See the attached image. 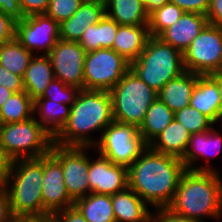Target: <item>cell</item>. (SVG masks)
I'll use <instances>...</instances> for the list:
<instances>
[{"instance_id": "obj_1", "label": "cell", "mask_w": 222, "mask_h": 222, "mask_svg": "<svg viewBox=\"0 0 222 222\" xmlns=\"http://www.w3.org/2000/svg\"><path fill=\"white\" fill-rule=\"evenodd\" d=\"M185 170L181 159L148 146L128 168V186L151 207L167 208Z\"/></svg>"}, {"instance_id": "obj_2", "label": "cell", "mask_w": 222, "mask_h": 222, "mask_svg": "<svg viewBox=\"0 0 222 222\" xmlns=\"http://www.w3.org/2000/svg\"><path fill=\"white\" fill-rule=\"evenodd\" d=\"M114 121L111 94L108 91L81 89L70 108L66 125L54 137L60 146L92 147L96 139L91 132H99Z\"/></svg>"}, {"instance_id": "obj_3", "label": "cell", "mask_w": 222, "mask_h": 222, "mask_svg": "<svg viewBox=\"0 0 222 222\" xmlns=\"http://www.w3.org/2000/svg\"><path fill=\"white\" fill-rule=\"evenodd\" d=\"M167 208L179 216L202 222L208 216L211 219L222 218V179L219 172L186 169Z\"/></svg>"}, {"instance_id": "obj_4", "label": "cell", "mask_w": 222, "mask_h": 222, "mask_svg": "<svg viewBox=\"0 0 222 222\" xmlns=\"http://www.w3.org/2000/svg\"><path fill=\"white\" fill-rule=\"evenodd\" d=\"M43 175L44 156L13 160L11 172L4 186L14 216L44 217L41 194Z\"/></svg>"}, {"instance_id": "obj_5", "label": "cell", "mask_w": 222, "mask_h": 222, "mask_svg": "<svg viewBox=\"0 0 222 222\" xmlns=\"http://www.w3.org/2000/svg\"><path fill=\"white\" fill-rule=\"evenodd\" d=\"M130 68L156 92L185 71L183 54L156 36H150L144 50L130 64Z\"/></svg>"}, {"instance_id": "obj_6", "label": "cell", "mask_w": 222, "mask_h": 222, "mask_svg": "<svg viewBox=\"0 0 222 222\" xmlns=\"http://www.w3.org/2000/svg\"><path fill=\"white\" fill-rule=\"evenodd\" d=\"M109 92L114 121L137 127L143 123L148 108L157 98V92L143 82L131 68Z\"/></svg>"}, {"instance_id": "obj_7", "label": "cell", "mask_w": 222, "mask_h": 222, "mask_svg": "<svg viewBox=\"0 0 222 222\" xmlns=\"http://www.w3.org/2000/svg\"><path fill=\"white\" fill-rule=\"evenodd\" d=\"M54 137L35 119L4 124L0 145L13 159H36L51 152Z\"/></svg>"}, {"instance_id": "obj_8", "label": "cell", "mask_w": 222, "mask_h": 222, "mask_svg": "<svg viewBox=\"0 0 222 222\" xmlns=\"http://www.w3.org/2000/svg\"><path fill=\"white\" fill-rule=\"evenodd\" d=\"M147 147L139 127L113 121L104 128L93 149L113 164L129 168Z\"/></svg>"}, {"instance_id": "obj_9", "label": "cell", "mask_w": 222, "mask_h": 222, "mask_svg": "<svg viewBox=\"0 0 222 222\" xmlns=\"http://www.w3.org/2000/svg\"><path fill=\"white\" fill-rule=\"evenodd\" d=\"M130 69V63L113 49L87 52L84 90L110 91Z\"/></svg>"}, {"instance_id": "obj_10", "label": "cell", "mask_w": 222, "mask_h": 222, "mask_svg": "<svg viewBox=\"0 0 222 222\" xmlns=\"http://www.w3.org/2000/svg\"><path fill=\"white\" fill-rule=\"evenodd\" d=\"M222 62V29L207 24L183 53L185 71L199 75L217 72Z\"/></svg>"}, {"instance_id": "obj_11", "label": "cell", "mask_w": 222, "mask_h": 222, "mask_svg": "<svg viewBox=\"0 0 222 222\" xmlns=\"http://www.w3.org/2000/svg\"><path fill=\"white\" fill-rule=\"evenodd\" d=\"M91 148L93 147L60 146L55 143L51 148V152L61 161L64 184L74 201L90 193L87 150Z\"/></svg>"}, {"instance_id": "obj_12", "label": "cell", "mask_w": 222, "mask_h": 222, "mask_svg": "<svg viewBox=\"0 0 222 222\" xmlns=\"http://www.w3.org/2000/svg\"><path fill=\"white\" fill-rule=\"evenodd\" d=\"M15 38L33 55H48L60 39L59 24L46 13L25 16L15 23Z\"/></svg>"}, {"instance_id": "obj_13", "label": "cell", "mask_w": 222, "mask_h": 222, "mask_svg": "<svg viewBox=\"0 0 222 222\" xmlns=\"http://www.w3.org/2000/svg\"><path fill=\"white\" fill-rule=\"evenodd\" d=\"M86 51L78 42L59 39L48 54L54 78L84 89V63Z\"/></svg>"}, {"instance_id": "obj_14", "label": "cell", "mask_w": 222, "mask_h": 222, "mask_svg": "<svg viewBox=\"0 0 222 222\" xmlns=\"http://www.w3.org/2000/svg\"><path fill=\"white\" fill-rule=\"evenodd\" d=\"M44 217L74 205L64 184L61 161L52 153L44 156V175L42 182Z\"/></svg>"}, {"instance_id": "obj_15", "label": "cell", "mask_w": 222, "mask_h": 222, "mask_svg": "<svg viewBox=\"0 0 222 222\" xmlns=\"http://www.w3.org/2000/svg\"><path fill=\"white\" fill-rule=\"evenodd\" d=\"M89 158L90 193L113 195L128 187V168L113 164L101 154ZM94 160V161H93Z\"/></svg>"}, {"instance_id": "obj_16", "label": "cell", "mask_w": 222, "mask_h": 222, "mask_svg": "<svg viewBox=\"0 0 222 222\" xmlns=\"http://www.w3.org/2000/svg\"><path fill=\"white\" fill-rule=\"evenodd\" d=\"M220 134L215 127L204 132L191 134L187 150L181 159L185 168L193 171L218 172L216 168H211L212 166L208 164V161L210 160L209 158L215 157L220 151L222 144ZM202 157L205 158L204 161L206 160L207 166L204 163V165L196 167V162Z\"/></svg>"}, {"instance_id": "obj_17", "label": "cell", "mask_w": 222, "mask_h": 222, "mask_svg": "<svg viewBox=\"0 0 222 222\" xmlns=\"http://www.w3.org/2000/svg\"><path fill=\"white\" fill-rule=\"evenodd\" d=\"M103 0H84L77 12L59 24V37L64 41L78 42L86 28L98 24L106 15Z\"/></svg>"}, {"instance_id": "obj_18", "label": "cell", "mask_w": 222, "mask_h": 222, "mask_svg": "<svg viewBox=\"0 0 222 222\" xmlns=\"http://www.w3.org/2000/svg\"><path fill=\"white\" fill-rule=\"evenodd\" d=\"M207 24L206 15L185 12L158 37L183 54Z\"/></svg>"}, {"instance_id": "obj_19", "label": "cell", "mask_w": 222, "mask_h": 222, "mask_svg": "<svg viewBox=\"0 0 222 222\" xmlns=\"http://www.w3.org/2000/svg\"><path fill=\"white\" fill-rule=\"evenodd\" d=\"M190 106L208 117L214 124L221 120L218 75H200L190 99Z\"/></svg>"}, {"instance_id": "obj_20", "label": "cell", "mask_w": 222, "mask_h": 222, "mask_svg": "<svg viewBox=\"0 0 222 222\" xmlns=\"http://www.w3.org/2000/svg\"><path fill=\"white\" fill-rule=\"evenodd\" d=\"M116 222H152L151 209L129 186L111 195Z\"/></svg>"}, {"instance_id": "obj_21", "label": "cell", "mask_w": 222, "mask_h": 222, "mask_svg": "<svg viewBox=\"0 0 222 222\" xmlns=\"http://www.w3.org/2000/svg\"><path fill=\"white\" fill-rule=\"evenodd\" d=\"M199 76V74L184 71L180 76L169 80L157 92V98L174 113L189 106Z\"/></svg>"}, {"instance_id": "obj_22", "label": "cell", "mask_w": 222, "mask_h": 222, "mask_svg": "<svg viewBox=\"0 0 222 222\" xmlns=\"http://www.w3.org/2000/svg\"><path fill=\"white\" fill-rule=\"evenodd\" d=\"M149 38L148 25H119L113 50L131 64L144 50Z\"/></svg>"}, {"instance_id": "obj_23", "label": "cell", "mask_w": 222, "mask_h": 222, "mask_svg": "<svg viewBox=\"0 0 222 222\" xmlns=\"http://www.w3.org/2000/svg\"><path fill=\"white\" fill-rule=\"evenodd\" d=\"M191 133L175 118L148 145L153 151L182 159L187 150Z\"/></svg>"}, {"instance_id": "obj_24", "label": "cell", "mask_w": 222, "mask_h": 222, "mask_svg": "<svg viewBox=\"0 0 222 222\" xmlns=\"http://www.w3.org/2000/svg\"><path fill=\"white\" fill-rule=\"evenodd\" d=\"M54 78L48 55L33 56L23 76L24 90L35 100L41 97Z\"/></svg>"}, {"instance_id": "obj_25", "label": "cell", "mask_w": 222, "mask_h": 222, "mask_svg": "<svg viewBox=\"0 0 222 222\" xmlns=\"http://www.w3.org/2000/svg\"><path fill=\"white\" fill-rule=\"evenodd\" d=\"M71 106L43 97L34 100V117L36 121L53 137L66 125ZM39 115L40 120L36 117ZM36 115V116H35Z\"/></svg>"}, {"instance_id": "obj_26", "label": "cell", "mask_w": 222, "mask_h": 222, "mask_svg": "<svg viewBox=\"0 0 222 222\" xmlns=\"http://www.w3.org/2000/svg\"><path fill=\"white\" fill-rule=\"evenodd\" d=\"M104 2L106 16L119 25H148L149 13L140 0H104Z\"/></svg>"}, {"instance_id": "obj_27", "label": "cell", "mask_w": 222, "mask_h": 222, "mask_svg": "<svg viewBox=\"0 0 222 222\" xmlns=\"http://www.w3.org/2000/svg\"><path fill=\"white\" fill-rule=\"evenodd\" d=\"M74 205L87 222H116L111 195L89 193L77 199Z\"/></svg>"}, {"instance_id": "obj_28", "label": "cell", "mask_w": 222, "mask_h": 222, "mask_svg": "<svg viewBox=\"0 0 222 222\" xmlns=\"http://www.w3.org/2000/svg\"><path fill=\"white\" fill-rule=\"evenodd\" d=\"M174 119V112L158 98L150 105L139 133L149 145Z\"/></svg>"}, {"instance_id": "obj_29", "label": "cell", "mask_w": 222, "mask_h": 222, "mask_svg": "<svg viewBox=\"0 0 222 222\" xmlns=\"http://www.w3.org/2000/svg\"><path fill=\"white\" fill-rule=\"evenodd\" d=\"M33 56L16 38L0 45V64L22 78Z\"/></svg>"}, {"instance_id": "obj_30", "label": "cell", "mask_w": 222, "mask_h": 222, "mask_svg": "<svg viewBox=\"0 0 222 222\" xmlns=\"http://www.w3.org/2000/svg\"><path fill=\"white\" fill-rule=\"evenodd\" d=\"M34 100L26 91L13 93L0 108L5 124L23 122L34 117Z\"/></svg>"}, {"instance_id": "obj_31", "label": "cell", "mask_w": 222, "mask_h": 222, "mask_svg": "<svg viewBox=\"0 0 222 222\" xmlns=\"http://www.w3.org/2000/svg\"><path fill=\"white\" fill-rule=\"evenodd\" d=\"M185 13L176 4L167 2L149 13L148 28L150 36L158 37L172 26Z\"/></svg>"}, {"instance_id": "obj_32", "label": "cell", "mask_w": 222, "mask_h": 222, "mask_svg": "<svg viewBox=\"0 0 222 222\" xmlns=\"http://www.w3.org/2000/svg\"><path fill=\"white\" fill-rule=\"evenodd\" d=\"M174 118L187 128L191 134L204 132L211 129L214 125L208 117L190 105L176 111Z\"/></svg>"}, {"instance_id": "obj_33", "label": "cell", "mask_w": 222, "mask_h": 222, "mask_svg": "<svg viewBox=\"0 0 222 222\" xmlns=\"http://www.w3.org/2000/svg\"><path fill=\"white\" fill-rule=\"evenodd\" d=\"M80 90L53 78L41 97L72 106Z\"/></svg>"}, {"instance_id": "obj_34", "label": "cell", "mask_w": 222, "mask_h": 222, "mask_svg": "<svg viewBox=\"0 0 222 222\" xmlns=\"http://www.w3.org/2000/svg\"><path fill=\"white\" fill-rule=\"evenodd\" d=\"M84 0H50L46 14L58 24L71 18Z\"/></svg>"}, {"instance_id": "obj_35", "label": "cell", "mask_w": 222, "mask_h": 222, "mask_svg": "<svg viewBox=\"0 0 222 222\" xmlns=\"http://www.w3.org/2000/svg\"><path fill=\"white\" fill-rule=\"evenodd\" d=\"M119 24L110 19L108 16H104L98 23V42L99 49H113L114 38L117 34Z\"/></svg>"}, {"instance_id": "obj_36", "label": "cell", "mask_w": 222, "mask_h": 222, "mask_svg": "<svg viewBox=\"0 0 222 222\" xmlns=\"http://www.w3.org/2000/svg\"><path fill=\"white\" fill-rule=\"evenodd\" d=\"M0 85L6 87L8 90L18 93L24 90L23 78L16 75L0 64Z\"/></svg>"}, {"instance_id": "obj_37", "label": "cell", "mask_w": 222, "mask_h": 222, "mask_svg": "<svg viewBox=\"0 0 222 222\" xmlns=\"http://www.w3.org/2000/svg\"><path fill=\"white\" fill-rule=\"evenodd\" d=\"M176 4L183 11L206 15L209 9L210 0H169Z\"/></svg>"}, {"instance_id": "obj_38", "label": "cell", "mask_w": 222, "mask_h": 222, "mask_svg": "<svg viewBox=\"0 0 222 222\" xmlns=\"http://www.w3.org/2000/svg\"><path fill=\"white\" fill-rule=\"evenodd\" d=\"M78 43L83 47L86 52L98 50V24H93L87 27Z\"/></svg>"}, {"instance_id": "obj_39", "label": "cell", "mask_w": 222, "mask_h": 222, "mask_svg": "<svg viewBox=\"0 0 222 222\" xmlns=\"http://www.w3.org/2000/svg\"><path fill=\"white\" fill-rule=\"evenodd\" d=\"M155 210L156 213H152V222H202L196 219L179 216L168 208H156Z\"/></svg>"}, {"instance_id": "obj_40", "label": "cell", "mask_w": 222, "mask_h": 222, "mask_svg": "<svg viewBox=\"0 0 222 222\" xmlns=\"http://www.w3.org/2000/svg\"><path fill=\"white\" fill-rule=\"evenodd\" d=\"M50 0H20L23 16L46 13Z\"/></svg>"}, {"instance_id": "obj_41", "label": "cell", "mask_w": 222, "mask_h": 222, "mask_svg": "<svg viewBox=\"0 0 222 222\" xmlns=\"http://www.w3.org/2000/svg\"><path fill=\"white\" fill-rule=\"evenodd\" d=\"M15 23V20L0 11V45L15 38Z\"/></svg>"}, {"instance_id": "obj_42", "label": "cell", "mask_w": 222, "mask_h": 222, "mask_svg": "<svg viewBox=\"0 0 222 222\" xmlns=\"http://www.w3.org/2000/svg\"><path fill=\"white\" fill-rule=\"evenodd\" d=\"M0 11L15 21H20L24 18L20 0H0Z\"/></svg>"}, {"instance_id": "obj_43", "label": "cell", "mask_w": 222, "mask_h": 222, "mask_svg": "<svg viewBox=\"0 0 222 222\" xmlns=\"http://www.w3.org/2000/svg\"><path fill=\"white\" fill-rule=\"evenodd\" d=\"M206 17L209 24L222 29V0H210Z\"/></svg>"}, {"instance_id": "obj_44", "label": "cell", "mask_w": 222, "mask_h": 222, "mask_svg": "<svg viewBox=\"0 0 222 222\" xmlns=\"http://www.w3.org/2000/svg\"><path fill=\"white\" fill-rule=\"evenodd\" d=\"M55 216L60 222H87L75 205L57 212Z\"/></svg>"}, {"instance_id": "obj_45", "label": "cell", "mask_w": 222, "mask_h": 222, "mask_svg": "<svg viewBox=\"0 0 222 222\" xmlns=\"http://www.w3.org/2000/svg\"><path fill=\"white\" fill-rule=\"evenodd\" d=\"M13 216L9 195L4 185H0V222H6Z\"/></svg>"}, {"instance_id": "obj_46", "label": "cell", "mask_w": 222, "mask_h": 222, "mask_svg": "<svg viewBox=\"0 0 222 222\" xmlns=\"http://www.w3.org/2000/svg\"><path fill=\"white\" fill-rule=\"evenodd\" d=\"M13 159L7 154L6 150L0 145V185H4L11 172Z\"/></svg>"}, {"instance_id": "obj_47", "label": "cell", "mask_w": 222, "mask_h": 222, "mask_svg": "<svg viewBox=\"0 0 222 222\" xmlns=\"http://www.w3.org/2000/svg\"><path fill=\"white\" fill-rule=\"evenodd\" d=\"M169 2V0H149L145 5L148 13L153 11L154 9L161 7L163 4Z\"/></svg>"}, {"instance_id": "obj_48", "label": "cell", "mask_w": 222, "mask_h": 222, "mask_svg": "<svg viewBox=\"0 0 222 222\" xmlns=\"http://www.w3.org/2000/svg\"><path fill=\"white\" fill-rule=\"evenodd\" d=\"M14 92L8 90L6 87L0 85V108L7 101Z\"/></svg>"}, {"instance_id": "obj_49", "label": "cell", "mask_w": 222, "mask_h": 222, "mask_svg": "<svg viewBox=\"0 0 222 222\" xmlns=\"http://www.w3.org/2000/svg\"><path fill=\"white\" fill-rule=\"evenodd\" d=\"M6 222H37V218L32 217V216H14L13 215Z\"/></svg>"}, {"instance_id": "obj_50", "label": "cell", "mask_w": 222, "mask_h": 222, "mask_svg": "<svg viewBox=\"0 0 222 222\" xmlns=\"http://www.w3.org/2000/svg\"><path fill=\"white\" fill-rule=\"evenodd\" d=\"M37 222H60L55 215H49L46 217L37 218Z\"/></svg>"}, {"instance_id": "obj_51", "label": "cell", "mask_w": 222, "mask_h": 222, "mask_svg": "<svg viewBox=\"0 0 222 222\" xmlns=\"http://www.w3.org/2000/svg\"><path fill=\"white\" fill-rule=\"evenodd\" d=\"M218 92L220 97V109H221V116H222V76L218 75Z\"/></svg>"}, {"instance_id": "obj_52", "label": "cell", "mask_w": 222, "mask_h": 222, "mask_svg": "<svg viewBox=\"0 0 222 222\" xmlns=\"http://www.w3.org/2000/svg\"><path fill=\"white\" fill-rule=\"evenodd\" d=\"M4 121L2 119V115L0 113V137H1V133H2V130H3V127H4Z\"/></svg>"}, {"instance_id": "obj_53", "label": "cell", "mask_w": 222, "mask_h": 222, "mask_svg": "<svg viewBox=\"0 0 222 222\" xmlns=\"http://www.w3.org/2000/svg\"><path fill=\"white\" fill-rule=\"evenodd\" d=\"M214 75H221L222 76V62H221L219 69L217 70L216 73H214Z\"/></svg>"}, {"instance_id": "obj_54", "label": "cell", "mask_w": 222, "mask_h": 222, "mask_svg": "<svg viewBox=\"0 0 222 222\" xmlns=\"http://www.w3.org/2000/svg\"><path fill=\"white\" fill-rule=\"evenodd\" d=\"M144 5L148 3L149 0H140Z\"/></svg>"}]
</instances>
